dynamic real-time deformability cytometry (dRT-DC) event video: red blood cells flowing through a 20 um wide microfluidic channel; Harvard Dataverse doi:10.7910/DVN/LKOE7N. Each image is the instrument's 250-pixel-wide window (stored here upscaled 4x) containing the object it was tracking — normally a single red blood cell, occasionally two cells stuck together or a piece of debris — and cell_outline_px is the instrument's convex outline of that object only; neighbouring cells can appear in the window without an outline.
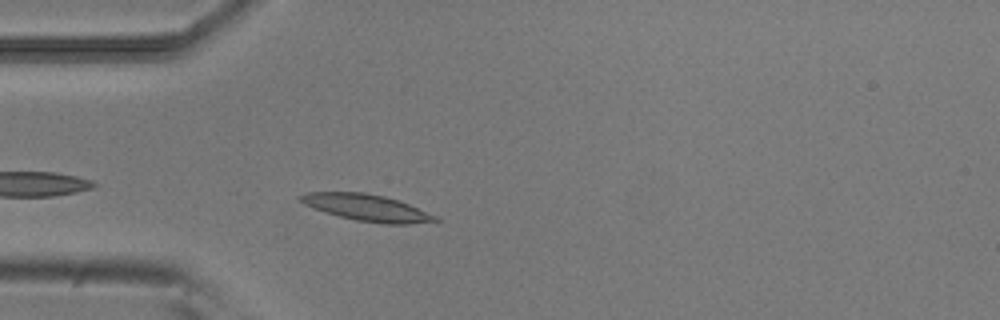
{"species": "common noctule bat (a hibernating species)", "species_latin": "Nyctalus noctula", "temperature_condition": "room temperature", "stored_images_in_passage": 8, "camera_frame_rate_fps": 3000, "um_per_image_px": 0.085, "animal": {"sex": "male", "body_mass_g": 20.5, "forearm_length_mm": 52.5}, "frame": {"image": 1, "passage_image": 4, "time_ms": 1.0, "image_size_px": [1000, 320], "cell_outline_px": [[444, 220], [408, 224], [384, 224], [356, 220], [324, 212], [304, 204], [296, 196], [304, 192], [364, 192], [384, 196], [408, 204], [436, 216]], "centroid_in_image_um": [31.15, 17.65], "position_along_channel_um": 53.9, "area_um2": 20.81}}
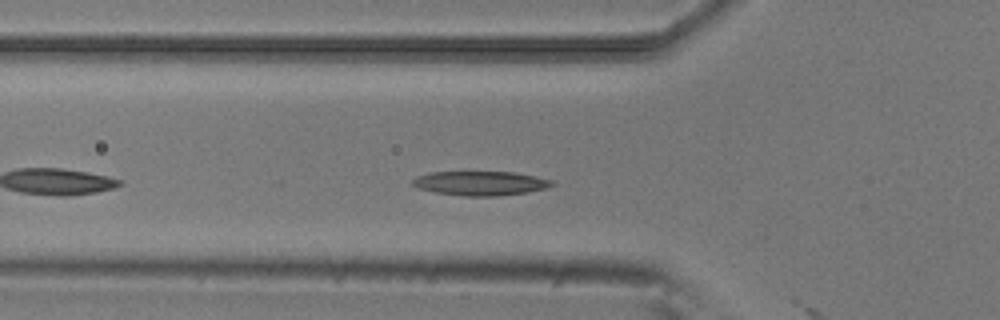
{"frame": {"image": 2, "passage_image": 7, "time_ms": 2.0, "image_size_px": [1000, 320], "cell_outline_px": [[556, 184], [544, 188], [528, 192], [496, 196], [464, 196], [436, 192], [420, 188], [412, 184], [412, 180], [416, 176], [428, 172], [512, 172], [552, 180]], "centroid_in_image_um": [40.81, 15.57], "position_along_channel_um": 85.0, "area_um2": 19.48}}